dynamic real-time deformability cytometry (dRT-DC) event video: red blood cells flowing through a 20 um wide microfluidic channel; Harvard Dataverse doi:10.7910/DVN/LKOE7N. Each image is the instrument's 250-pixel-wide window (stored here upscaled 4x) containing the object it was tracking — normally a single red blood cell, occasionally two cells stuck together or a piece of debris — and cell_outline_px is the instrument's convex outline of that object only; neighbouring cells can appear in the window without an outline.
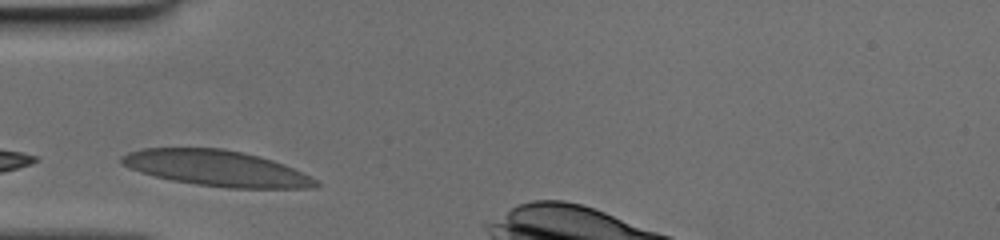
{"species": "human", "species_latin": "Homo sapiens", "temperature_condition": "cold", "stored_images_in_passage": 4, "camera_frame_rate_fps": 3000, "um_per_image_px": 0.085, "donor": {"sex": "female"}, "frame": {"image": 1, "passage_image": 2, "time_ms": 0.333, "image_size_px": [1000, 240], "cell_outline_px": [[320, 184], [316, 188], [228, 188], [196, 184], [172, 180], [140, 172], [128, 168], [120, 164], [120, 156], [128, 152], [144, 148], [220, 148], [244, 152], [272, 160], [292, 168], [316, 180]], "centroid_in_image_um": [18.36, 14.3], "position_along_channel_um": 66.6, "area_um2": 40.29}}